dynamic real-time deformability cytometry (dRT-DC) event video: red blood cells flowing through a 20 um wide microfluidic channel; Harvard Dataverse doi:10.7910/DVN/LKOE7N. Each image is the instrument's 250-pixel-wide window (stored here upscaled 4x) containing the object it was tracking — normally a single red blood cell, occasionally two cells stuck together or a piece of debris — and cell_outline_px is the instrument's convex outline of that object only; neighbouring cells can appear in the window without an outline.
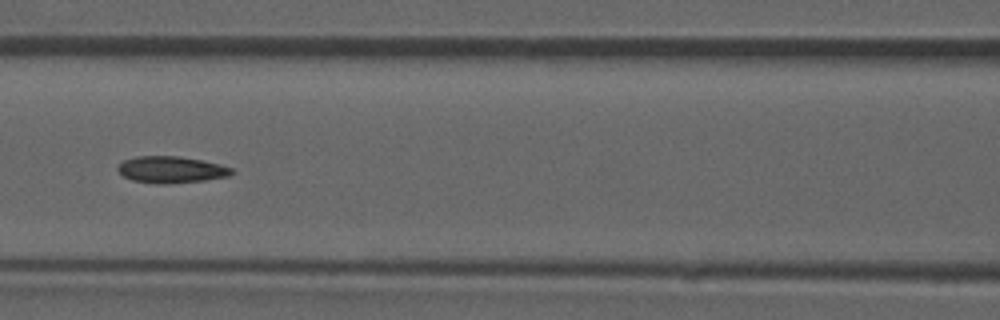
{"species": "common noctule bat (a hibernating species)", "species_latin": "Nyctalus noctula", "temperature_condition": "room temperature", "stored_images_in_passage": 42, "camera_frame_rate_fps": 3000, "um_per_image_px": 0.085, "animal": {"sex": "male", "forearm_length_mm": 52.5}, "frame": {"image": 1, "passage_image": 13, "time_ms": 4.0, "image_size_px": [1000, 320], "cell_outline_px": [[236, 172], [228, 176], [204, 180], [168, 184], [160, 184], [132, 180], [124, 176], [116, 168], [124, 160], [136, 156], [180, 156], [220, 164], [232, 168]], "centroid_in_image_um": [14.56, 14.42], "position_along_channel_um": 152.0, "area_um2": 17.63}, "authors_computed_cell_mechanics": {"area_um2": 17.2822, "velocity_mm_per_s": 3.8645, "shape_relaxation_time_tau1_ms": null, "shape_relaxation_time_tau2_ms": 2.5937, "deformation_change_tau1": null, "deformation_change_tau2": 0.0839}}